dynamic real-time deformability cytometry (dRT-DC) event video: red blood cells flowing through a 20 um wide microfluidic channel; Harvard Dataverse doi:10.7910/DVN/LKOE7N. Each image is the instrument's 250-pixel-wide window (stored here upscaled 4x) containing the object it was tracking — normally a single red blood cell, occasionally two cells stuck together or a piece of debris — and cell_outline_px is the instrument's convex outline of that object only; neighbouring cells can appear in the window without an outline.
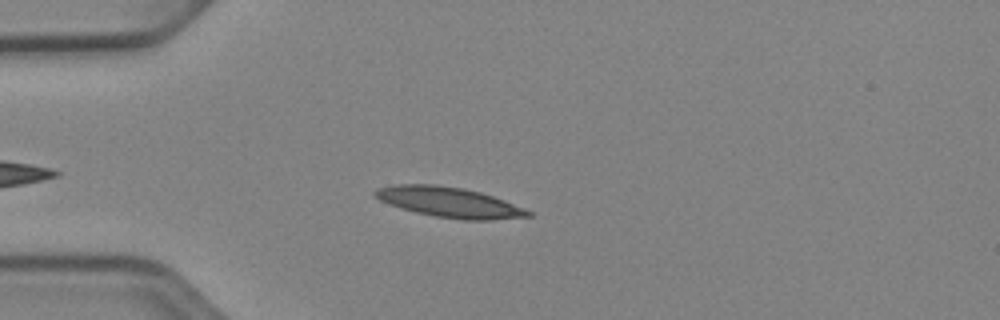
{"species": "Egyptian fruit bat (a non-hibernating species)", "species_latin": "Rousettus aegyptiacus", "temperature_condition": "cold", "stored_images_in_passage": 42, "camera_frame_rate_fps": 3000, "um_per_image_px": 0.085, "animal": {"sex": "female"}, "frame": {"image": 1, "passage_image": 7, "time_ms": 2.0, "image_size_px": [1000, 320], "cell_outline_px": [[532, 216], [492, 220], [464, 220], [436, 216], [416, 212], [400, 208], [388, 204], [372, 196], [372, 192], [376, 188], [396, 184], [436, 184], [464, 188], [480, 192], [504, 200], [524, 208], [532, 212]], "centroid_in_image_um": [38.15, 17.18], "position_along_channel_um": 46.8, "area_um2": 27.05}}
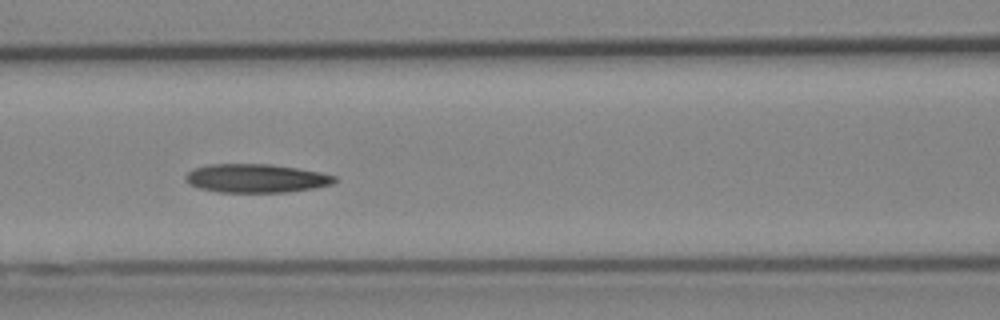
{"frame": {"image": 2, "passage_image": 16, "time_ms": 5.0, "image_size_px": [1000, 320], "cell_outline_px": [[336, 180], [332, 184], [316, 188], [288, 192], [216, 192], [200, 188], [188, 184], [184, 180], [184, 176], [188, 172], [196, 168], [208, 164], [268, 164], [296, 168], [320, 172], [336, 176]], "centroid_in_image_um": [21.75, 15.16], "position_along_channel_um": 144.8, "area_um2": 24.91}}
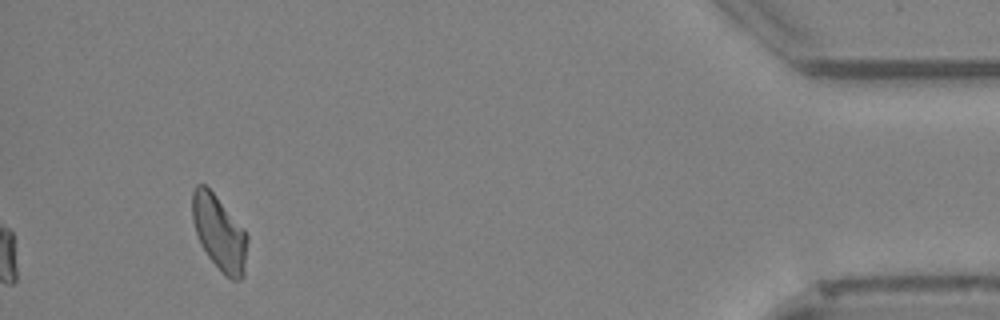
{"frame": {"image": 3, "passage_image": 42, "time_ms": 13.667, "image_size_px": [1000, 320], "cell_outline_px": [[248, 240], [244, 276], [240, 280], [232, 280], [224, 276], [220, 272], [208, 256], [200, 244], [192, 220], [192, 192], [196, 184], [204, 184], [216, 196], [248, 236]], "centroid_in_image_um": [18.63, 19.84], "position_along_channel_um": 416.6, "area_um2": 23.93}, "authors_computed_cell_mechanics": {"area_um2": 24.276, "velocity_mm_per_s": 3.9068, "shape_relaxation_time_tau1_ms": null, "shape_relaxation_time_tau2_ms": 7.1186, "deformation_change_tau1": null, "deformation_change_tau2": 0.1732}}